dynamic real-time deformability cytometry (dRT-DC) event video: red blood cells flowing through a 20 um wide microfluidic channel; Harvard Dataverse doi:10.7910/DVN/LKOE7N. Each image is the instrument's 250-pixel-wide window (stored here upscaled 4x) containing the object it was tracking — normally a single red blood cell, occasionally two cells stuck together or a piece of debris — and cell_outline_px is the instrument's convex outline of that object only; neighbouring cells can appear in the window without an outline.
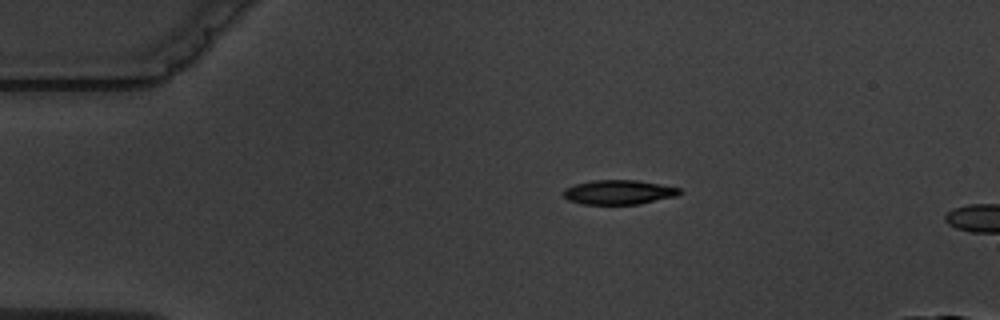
{"species": "common noctule bat (a hibernating species)", "species_latin": "Nyctalus noctula", "temperature_condition": "warm", "stored_images_in_passage": 2, "camera_frame_rate_fps": 3000, "um_per_image_px": 0.085, "animal": {"sex": "male", "body_mass_g": 19.5, "forearm_length_mm": 54.6}, "frame": {"image": 1, "passage_image": 1, "time_ms": 0.0, "image_size_px": [1000, 320], "cell_outline_px": [[680, 192], [676, 196], [640, 204], [584, 204], [568, 200], [564, 196], [564, 188], [572, 184], [592, 180], [636, 180], [660, 184], [680, 188]], "centroid_in_image_um": [52.56, 16.33], "position_along_channel_um": 32.4, "area_um2": 16.53}}